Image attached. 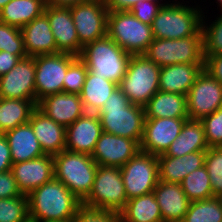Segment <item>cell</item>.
<instances>
[{
    "mask_svg": "<svg viewBox=\"0 0 222 222\" xmlns=\"http://www.w3.org/2000/svg\"><path fill=\"white\" fill-rule=\"evenodd\" d=\"M27 197L29 218L36 222L71 220L82 205V201L55 178L32 190Z\"/></svg>",
    "mask_w": 222,
    "mask_h": 222,
    "instance_id": "6da1fadb",
    "label": "cell"
},
{
    "mask_svg": "<svg viewBox=\"0 0 222 222\" xmlns=\"http://www.w3.org/2000/svg\"><path fill=\"white\" fill-rule=\"evenodd\" d=\"M102 131L132 140L139 144L144 133V107L132 104L118 87L97 113Z\"/></svg>",
    "mask_w": 222,
    "mask_h": 222,
    "instance_id": "7a4b0ae2",
    "label": "cell"
},
{
    "mask_svg": "<svg viewBox=\"0 0 222 222\" xmlns=\"http://www.w3.org/2000/svg\"><path fill=\"white\" fill-rule=\"evenodd\" d=\"M189 4L184 0L167 1L153 20V38L182 39L198 34L202 30L204 7Z\"/></svg>",
    "mask_w": 222,
    "mask_h": 222,
    "instance_id": "3957f363",
    "label": "cell"
},
{
    "mask_svg": "<svg viewBox=\"0 0 222 222\" xmlns=\"http://www.w3.org/2000/svg\"><path fill=\"white\" fill-rule=\"evenodd\" d=\"M131 56L106 35L86 44L78 57L92 74L119 85L127 72Z\"/></svg>",
    "mask_w": 222,
    "mask_h": 222,
    "instance_id": "277c9868",
    "label": "cell"
},
{
    "mask_svg": "<svg viewBox=\"0 0 222 222\" xmlns=\"http://www.w3.org/2000/svg\"><path fill=\"white\" fill-rule=\"evenodd\" d=\"M97 168L91 155L68 150L54 155V178L81 201L91 192Z\"/></svg>",
    "mask_w": 222,
    "mask_h": 222,
    "instance_id": "5b68a950",
    "label": "cell"
},
{
    "mask_svg": "<svg viewBox=\"0 0 222 222\" xmlns=\"http://www.w3.org/2000/svg\"><path fill=\"white\" fill-rule=\"evenodd\" d=\"M107 35L130 55H144L153 42L152 26L128 11H109Z\"/></svg>",
    "mask_w": 222,
    "mask_h": 222,
    "instance_id": "8992f818",
    "label": "cell"
},
{
    "mask_svg": "<svg viewBox=\"0 0 222 222\" xmlns=\"http://www.w3.org/2000/svg\"><path fill=\"white\" fill-rule=\"evenodd\" d=\"M160 70L145 55H132L127 72L118 87L132 104L144 107L159 91Z\"/></svg>",
    "mask_w": 222,
    "mask_h": 222,
    "instance_id": "52a82bcc",
    "label": "cell"
},
{
    "mask_svg": "<svg viewBox=\"0 0 222 222\" xmlns=\"http://www.w3.org/2000/svg\"><path fill=\"white\" fill-rule=\"evenodd\" d=\"M160 68L173 64L204 63L202 30L195 36L182 39H157L149 45L144 54Z\"/></svg>",
    "mask_w": 222,
    "mask_h": 222,
    "instance_id": "ba28073f",
    "label": "cell"
},
{
    "mask_svg": "<svg viewBox=\"0 0 222 222\" xmlns=\"http://www.w3.org/2000/svg\"><path fill=\"white\" fill-rule=\"evenodd\" d=\"M127 202L120 167L98 165L90 194L82 201L89 208L120 213Z\"/></svg>",
    "mask_w": 222,
    "mask_h": 222,
    "instance_id": "9c48e42d",
    "label": "cell"
},
{
    "mask_svg": "<svg viewBox=\"0 0 222 222\" xmlns=\"http://www.w3.org/2000/svg\"><path fill=\"white\" fill-rule=\"evenodd\" d=\"M127 200L152 193L159 181L156 155L139 151L121 167Z\"/></svg>",
    "mask_w": 222,
    "mask_h": 222,
    "instance_id": "30bf717a",
    "label": "cell"
},
{
    "mask_svg": "<svg viewBox=\"0 0 222 222\" xmlns=\"http://www.w3.org/2000/svg\"><path fill=\"white\" fill-rule=\"evenodd\" d=\"M77 57L69 53L34 57L36 105L46 96L63 92V79L69 65Z\"/></svg>",
    "mask_w": 222,
    "mask_h": 222,
    "instance_id": "8fae6325",
    "label": "cell"
},
{
    "mask_svg": "<svg viewBox=\"0 0 222 222\" xmlns=\"http://www.w3.org/2000/svg\"><path fill=\"white\" fill-rule=\"evenodd\" d=\"M222 106V84L204 69L187 94L188 119L202 120Z\"/></svg>",
    "mask_w": 222,
    "mask_h": 222,
    "instance_id": "7c38bea8",
    "label": "cell"
},
{
    "mask_svg": "<svg viewBox=\"0 0 222 222\" xmlns=\"http://www.w3.org/2000/svg\"><path fill=\"white\" fill-rule=\"evenodd\" d=\"M79 43L84 47L107 35L109 10L104 0H92L70 7Z\"/></svg>",
    "mask_w": 222,
    "mask_h": 222,
    "instance_id": "4fadbf2b",
    "label": "cell"
},
{
    "mask_svg": "<svg viewBox=\"0 0 222 222\" xmlns=\"http://www.w3.org/2000/svg\"><path fill=\"white\" fill-rule=\"evenodd\" d=\"M187 119L146 118L140 150L152 155L165 154L171 143L179 136Z\"/></svg>",
    "mask_w": 222,
    "mask_h": 222,
    "instance_id": "5bb4252c",
    "label": "cell"
},
{
    "mask_svg": "<svg viewBox=\"0 0 222 222\" xmlns=\"http://www.w3.org/2000/svg\"><path fill=\"white\" fill-rule=\"evenodd\" d=\"M0 98L32 100L36 104L34 57L20 59L7 74L0 76Z\"/></svg>",
    "mask_w": 222,
    "mask_h": 222,
    "instance_id": "9a60e30c",
    "label": "cell"
},
{
    "mask_svg": "<svg viewBox=\"0 0 222 222\" xmlns=\"http://www.w3.org/2000/svg\"><path fill=\"white\" fill-rule=\"evenodd\" d=\"M139 151L136 140L102 132L91 157L97 165L121 168Z\"/></svg>",
    "mask_w": 222,
    "mask_h": 222,
    "instance_id": "2e32d148",
    "label": "cell"
},
{
    "mask_svg": "<svg viewBox=\"0 0 222 222\" xmlns=\"http://www.w3.org/2000/svg\"><path fill=\"white\" fill-rule=\"evenodd\" d=\"M50 27L57 45V53L79 56L83 46L79 43L70 7L45 6Z\"/></svg>",
    "mask_w": 222,
    "mask_h": 222,
    "instance_id": "e0dca14e",
    "label": "cell"
},
{
    "mask_svg": "<svg viewBox=\"0 0 222 222\" xmlns=\"http://www.w3.org/2000/svg\"><path fill=\"white\" fill-rule=\"evenodd\" d=\"M11 172L21 193L28 195L54 178V156L44 154L29 161L12 164Z\"/></svg>",
    "mask_w": 222,
    "mask_h": 222,
    "instance_id": "ac0fdd59",
    "label": "cell"
},
{
    "mask_svg": "<svg viewBox=\"0 0 222 222\" xmlns=\"http://www.w3.org/2000/svg\"><path fill=\"white\" fill-rule=\"evenodd\" d=\"M102 132L97 113L86 112L66 128L65 150L92 155Z\"/></svg>",
    "mask_w": 222,
    "mask_h": 222,
    "instance_id": "d6986e66",
    "label": "cell"
},
{
    "mask_svg": "<svg viewBox=\"0 0 222 222\" xmlns=\"http://www.w3.org/2000/svg\"><path fill=\"white\" fill-rule=\"evenodd\" d=\"M37 108L65 128L86 113L80 95L66 92L44 97L38 102Z\"/></svg>",
    "mask_w": 222,
    "mask_h": 222,
    "instance_id": "ffe728a7",
    "label": "cell"
},
{
    "mask_svg": "<svg viewBox=\"0 0 222 222\" xmlns=\"http://www.w3.org/2000/svg\"><path fill=\"white\" fill-rule=\"evenodd\" d=\"M163 222H181L188 211L190 200L181 184L158 181L153 190Z\"/></svg>",
    "mask_w": 222,
    "mask_h": 222,
    "instance_id": "44dd1931",
    "label": "cell"
},
{
    "mask_svg": "<svg viewBox=\"0 0 222 222\" xmlns=\"http://www.w3.org/2000/svg\"><path fill=\"white\" fill-rule=\"evenodd\" d=\"M27 56L57 54V45L45 13L21 28Z\"/></svg>",
    "mask_w": 222,
    "mask_h": 222,
    "instance_id": "7402d4cb",
    "label": "cell"
},
{
    "mask_svg": "<svg viewBox=\"0 0 222 222\" xmlns=\"http://www.w3.org/2000/svg\"><path fill=\"white\" fill-rule=\"evenodd\" d=\"M29 123L38 139L44 154L56 155L65 150L66 128L57 124L36 108L31 114Z\"/></svg>",
    "mask_w": 222,
    "mask_h": 222,
    "instance_id": "603a6c76",
    "label": "cell"
},
{
    "mask_svg": "<svg viewBox=\"0 0 222 222\" xmlns=\"http://www.w3.org/2000/svg\"><path fill=\"white\" fill-rule=\"evenodd\" d=\"M204 63L173 64L161 67L159 91L187 96Z\"/></svg>",
    "mask_w": 222,
    "mask_h": 222,
    "instance_id": "cb8c5ba5",
    "label": "cell"
},
{
    "mask_svg": "<svg viewBox=\"0 0 222 222\" xmlns=\"http://www.w3.org/2000/svg\"><path fill=\"white\" fill-rule=\"evenodd\" d=\"M206 151L191 152L180 157L157 156L159 180L181 184L185 176L204 166Z\"/></svg>",
    "mask_w": 222,
    "mask_h": 222,
    "instance_id": "d4e9b609",
    "label": "cell"
},
{
    "mask_svg": "<svg viewBox=\"0 0 222 222\" xmlns=\"http://www.w3.org/2000/svg\"><path fill=\"white\" fill-rule=\"evenodd\" d=\"M10 147L13 164L29 161L44 155L41 145L34 135L31 124L25 123L4 133Z\"/></svg>",
    "mask_w": 222,
    "mask_h": 222,
    "instance_id": "484cf974",
    "label": "cell"
},
{
    "mask_svg": "<svg viewBox=\"0 0 222 222\" xmlns=\"http://www.w3.org/2000/svg\"><path fill=\"white\" fill-rule=\"evenodd\" d=\"M208 148L202 121L187 119L179 136L166 153L159 156L182 157L191 152L206 151Z\"/></svg>",
    "mask_w": 222,
    "mask_h": 222,
    "instance_id": "4316f807",
    "label": "cell"
},
{
    "mask_svg": "<svg viewBox=\"0 0 222 222\" xmlns=\"http://www.w3.org/2000/svg\"><path fill=\"white\" fill-rule=\"evenodd\" d=\"M145 118L188 119L187 96L158 91L144 106Z\"/></svg>",
    "mask_w": 222,
    "mask_h": 222,
    "instance_id": "83f0119b",
    "label": "cell"
},
{
    "mask_svg": "<svg viewBox=\"0 0 222 222\" xmlns=\"http://www.w3.org/2000/svg\"><path fill=\"white\" fill-rule=\"evenodd\" d=\"M117 88L118 84L102 76H95L88 71L82 91L79 94L85 111L87 113H98Z\"/></svg>",
    "mask_w": 222,
    "mask_h": 222,
    "instance_id": "f1b7e54d",
    "label": "cell"
},
{
    "mask_svg": "<svg viewBox=\"0 0 222 222\" xmlns=\"http://www.w3.org/2000/svg\"><path fill=\"white\" fill-rule=\"evenodd\" d=\"M44 0H10L0 10V22L21 29L44 13Z\"/></svg>",
    "mask_w": 222,
    "mask_h": 222,
    "instance_id": "f546056e",
    "label": "cell"
},
{
    "mask_svg": "<svg viewBox=\"0 0 222 222\" xmlns=\"http://www.w3.org/2000/svg\"><path fill=\"white\" fill-rule=\"evenodd\" d=\"M120 222H163L155 194L152 192L127 200L120 212Z\"/></svg>",
    "mask_w": 222,
    "mask_h": 222,
    "instance_id": "4dcf8cb0",
    "label": "cell"
},
{
    "mask_svg": "<svg viewBox=\"0 0 222 222\" xmlns=\"http://www.w3.org/2000/svg\"><path fill=\"white\" fill-rule=\"evenodd\" d=\"M36 108L32 100L0 98V134L28 123Z\"/></svg>",
    "mask_w": 222,
    "mask_h": 222,
    "instance_id": "1f68e13d",
    "label": "cell"
},
{
    "mask_svg": "<svg viewBox=\"0 0 222 222\" xmlns=\"http://www.w3.org/2000/svg\"><path fill=\"white\" fill-rule=\"evenodd\" d=\"M181 222H222V197L191 201Z\"/></svg>",
    "mask_w": 222,
    "mask_h": 222,
    "instance_id": "d6a6232c",
    "label": "cell"
},
{
    "mask_svg": "<svg viewBox=\"0 0 222 222\" xmlns=\"http://www.w3.org/2000/svg\"><path fill=\"white\" fill-rule=\"evenodd\" d=\"M181 186L190 201L206 200L214 197L209 174L205 166L185 176Z\"/></svg>",
    "mask_w": 222,
    "mask_h": 222,
    "instance_id": "836d02e7",
    "label": "cell"
},
{
    "mask_svg": "<svg viewBox=\"0 0 222 222\" xmlns=\"http://www.w3.org/2000/svg\"><path fill=\"white\" fill-rule=\"evenodd\" d=\"M205 14L207 13L203 12L202 18L204 57L222 54V12L210 21Z\"/></svg>",
    "mask_w": 222,
    "mask_h": 222,
    "instance_id": "e575fe53",
    "label": "cell"
},
{
    "mask_svg": "<svg viewBox=\"0 0 222 222\" xmlns=\"http://www.w3.org/2000/svg\"><path fill=\"white\" fill-rule=\"evenodd\" d=\"M29 218L28 197L0 199V222H26Z\"/></svg>",
    "mask_w": 222,
    "mask_h": 222,
    "instance_id": "d590c367",
    "label": "cell"
},
{
    "mask_svg": "<svg viewBox=\"0 0 222 222\" xmlns=\"http://www.w3.org/2000/svg\"><path fill=\"white\" fill-rule=\"evenodd\" d=\"M1 51L17 55L20 59L28 57L24 47L21 29L0 22V52Z\"/></svg>",
    "mask_w": 222,
    "mask_h": 222,
    "instance_id": "8d00e7d4",
    "label": "cell"
},
{
    "mask_svg": "<svg viewBox=\"0 0 222 222\" xmlns=\"http://www.w3.org/2000/svg\"><path fill=\"white\" fill-rule=\"evenodd\" d=\"M204 166L209 174L214 197H222V146L206 150Z\"/></svg>",
    "mask_w": 222,
    "mask_h": 222,
    "instance_id": "74e56055",
    "label": "cell"
},
{
    "mask_svg": "<svg viewBox=\"0 0 222 222\" xmlns=\"http://www.w3.org/2000/svg\"><path fill=\"white\" fill-rule=\"evenodd\" d=\"M88 73L85 63L77 57L68 67L63 79V92L80 94Z\"/></svg>",
    "mask_w": 222,
    "mask_h": 222,
    "instance_id": "f35d334b",
    "label": "cell"
},
{
    "mask_svg": "<svg viewBox=\"0 0 222 222\" xmlns=\"http://www.w3.org/2000/svg\"><path fill=\"white\" fill-rule=\"evenodd\" d=\"M205 139L209 147L222 146V106L202 120Z\"/></svg>",
    "mask_w": 222,
    "mask_h": 222,
    "instance_id": "ab89813d",
    "label": "cell"
},
{
    "mask_svg": "<svg viewBox=\"0 0 222 222\" xmlns=\"http://www.w3.org/2000/svg\"><path fill=\"white\" fill-rule=\"evenodd\" d=\"M71 222H120V213L89 208L82 204Z\"/></svg>",
    "mask_w": 222,
    "mask_h": 222,
    "instance_id": "60d3db41",
    "label": "cell"
},
{
    "mask_svg": "<svg viewBox=\"0 0 222 222\" xmlns=\"http://www.w3.org/2000/svg\"><path fill=\"white\" fill-rule=\"evenodd\" d=\"M166 2L164 0L139 1L130 9V12L144 24L152 26L155 16Z\"/></svg>",
    "mask_w": 222,
    "mask_h": 222,
    "instance_id": "b9f144b4",
    "label": "cell"
},
{
    "mask_svg": "<svg viewBox=\"0 0 222 222\" xmlns=\"http://www.w3.org/2000/svg\"><path fill=\"white\" fill-rule=\"evenodd\" d=\"M23 195L19 190L16 180L11 172H0V199L14 198Z\"/></svg>",
    "mask_w": 222,
    "mask_h": 222,
    "instance_id": "7bdbcfd3",
    "label": "cell"
},
{
    "mask_svg": "<svg viewBox=\"0 0 222 222\" xmlns=\"http://www.w3.org/2000/svg\"><path fill=\"white\" fill-rule=\"evenodd\" d=\"M203 69L222 84V54L205 57Z\"/></svg>",
    "mask_w": 222,
    "mask_h": 222,
    "instance_id": "ee69618b",
    "label": "cell"
},
{
    "mask_svg": "<svg viewBox=\"0 0 222 222\" xmlns=\"http://www.w3.org/2000/svg\"><path fill=\"white\" fill-rule=\"evenodd\" d=\"M12 164L8 141L4 134H0V172L11 170Z\"/></svg>",
    "mask_w": 222,
    "mask_h": 222,
    "instance_id": "f6af8a7d",
    "label": "cell"
},
{
    "mask_svg": "<svg viewBox=\"0 0 222 222\" xmlns=\"http://www.w3.org/2000/svg\"><path fill=\"white\" fill-rule=\"evenodd\" d=\"M20 60L17 55L6 51L0 52V76L7 74Z\"/></svg>",
    "mask_w": 222,
    "mask_h": 222,
    "instance_id": "bcb514c9",
    "label": "cell"
},
{
    "mask_svg": "<svg viewBox=\"0 0 222 222\" xmlns=\"http://www.w3.org/2000/svg\"><path fill=\"white\" fill-rule=\"evenodd\" d=\"M109 11H128L137 2L144 0H104ZM149 1V0H146Z\"/></svg>",
    "mask_w": 222,
    "mask_h": 222,
    "instance_id": "7dc6e473",
    "label": "cell"
},
{
    "mask_svg": "<svg viewBox=\"0 0 222 222\" xmlns=\"http://www.w3.org/2000/svg\"><path fill=\"white\" fill-rule=\"evenodd\" d=\"M92 0H44L45 6L72 7Z\"/></svg>",
    "mask_w": 222,
    "mask_h": 222,
    "instance_id": "c3c4849f",
    "label": "cell"
},
{
    "mask_svg": "<svg viewBox=\"0 0 222 222\" xmlns=\"http://www.w3.org/2000/svg\"><path fill=\"white\" fill-rule=\"evenodd\" d=\"M10 0H0V10L9 2Z\"/></svg>",
    "mask_w": 222,
    "mask_h": 222,
    "instance_id": "681fc988",
    "label": "cell"
},
{
    "mask_svg": "<svg viewBox=\"0 0 222 222\" xmlns=\"http://www.w3.org/2000/svg\"><path fill=\"white\" fill-rule=\"evenodd\" d=\"M217 5H218V7H219V10H221V12H222V0H217Z\"/></svg>",
    "mask_w": 222,
    "mask_h": 222,
    "instance_id": "f907efd6",
    "label": "cell"
},
{
    "mask_svg": "<svg viewBox=\"0 0 222 222\" xmlns=\"http://www.w3.org/2000/svg\"><path fill=\"white\" fill-rule=\"evenodd\" d=\"M50 222H71V220H67V221H50Z\"/></svg>",
    "mask_w": 222,
    "mask_h": 222,
    "instance_id": "816d5d0a",
    "label": "cell"
}]
</instances>
